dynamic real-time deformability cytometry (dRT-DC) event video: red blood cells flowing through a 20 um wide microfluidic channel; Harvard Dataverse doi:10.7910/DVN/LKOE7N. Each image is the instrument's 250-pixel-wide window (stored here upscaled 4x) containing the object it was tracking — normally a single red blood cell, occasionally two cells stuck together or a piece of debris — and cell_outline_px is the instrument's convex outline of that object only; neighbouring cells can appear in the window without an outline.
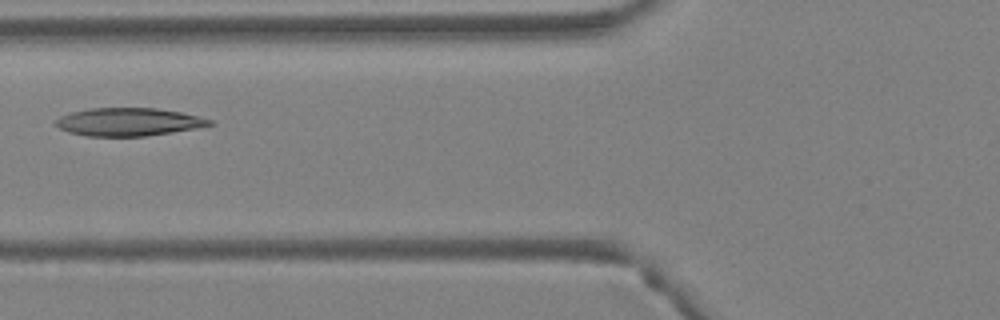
{"species": "Egyptian fruit bat (a non-hibernating species)", "species_latin": "Rousettus aegyptiacus", "temperature_condition": "warm", "stored_images_in_passage": 3, "camera_frame_rate_fps": 3000, "um_per_image_px": 0.085, "animal": {"sex": "female"}, "frame": {"image": 1, "passage_image": 3, "time_ms": 0.667, "image_size_px": [1000, 320], "cell_outline_px": [[216, 124], [196, 128], [172, 132], [144, 136], [84, 136], [68, 132], [60, 128], [56, 124], [56, 120], [60, 116], [72, 112], [88, 108], [156, 108], [180, 112], [212, 120]], "centroid_in_image_um": [10.92, 10.36], "position_along_channel_um": 114.9, "area_um2": 24.97}}